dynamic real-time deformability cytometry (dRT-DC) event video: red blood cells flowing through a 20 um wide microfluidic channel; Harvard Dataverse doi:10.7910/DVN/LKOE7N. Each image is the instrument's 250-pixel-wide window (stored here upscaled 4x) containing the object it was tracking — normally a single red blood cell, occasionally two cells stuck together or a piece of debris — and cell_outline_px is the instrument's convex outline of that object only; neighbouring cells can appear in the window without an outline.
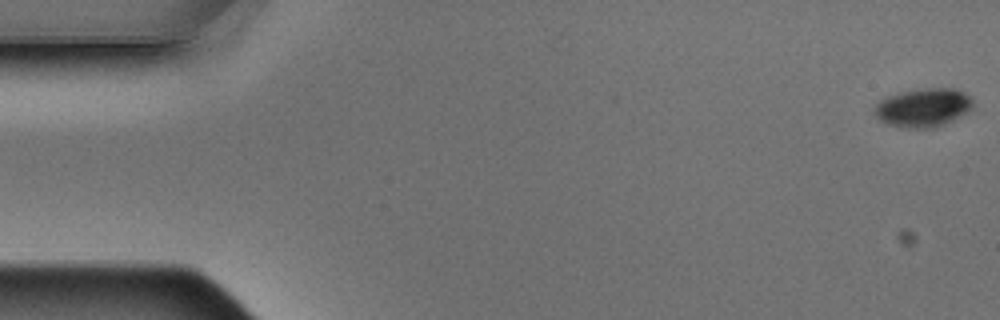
{"species": "Egyptian fruit bat (a non-hibernating species)", "species_latin": "Rousettus aegyptiacus", "temperature_condition": "warm", "stored_images_in_passage": 6, "camera_frame_rate_fps": 3000, "um_per_image_px": 0.085, "animal": {"sex": "male"}, "frame": {"image": 1, "passage_image": 1, "time_ms": 0.0, "image_size_px": [1000, 320], "cell_outline_px": [[972, 108], [968, 112], [936, 128], [900, 128], [888, 124], [880, 120], [872, 112], [872, 108], [880, 100], [888, 96], [904, 92], [928, 88], [956, 88], [972, 96]], "centroid_in_image_um": [78.47, 9.16], "position_along_channel_um": 6.5, "area_um2": 22.31}}
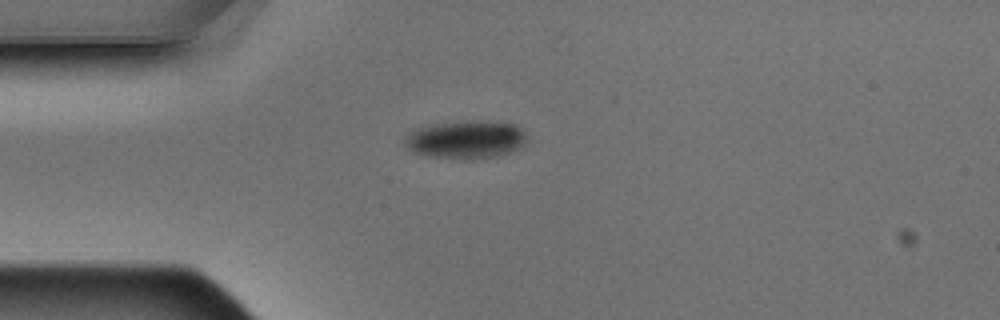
{"frame": {"image": 2, "passage_image": 5, "time_ms": 1.333, "image_size_px": [1000, 320], "cell_outline_px": [[528, 140], [520, 148], [496, 156], [432, 156], [416, 152], [408, 148], [404, 144], [404, 140], [412, 132], [420, 128], [432, 124], [480, 120], [516, 124], [524, 132]], "centroid_in_image_um": [39.67, 11.81], "position_along_channel_um": 45.3, "area_um2": 25.84}}
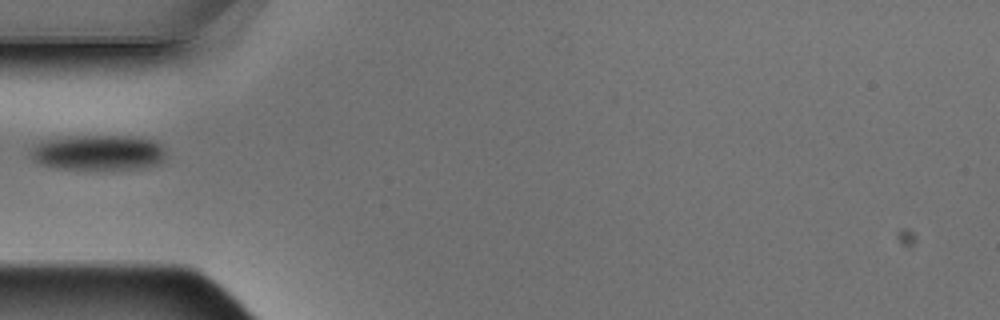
{"frame": {"image": 3, "passage_image": 6, "time_ms": 1.667, "image_size_px": [1000, 320], "cell_outline_px": [[164, 160], [160, 164], [144, 168], [56, 168], [40, 164], [28, 152], [40, 144], [48, 140], [76, 136], [128, 136], [152, 140], [160, 144], [164, 148]], "centroid_in_image_um": [8.42, 12.97], "position_along_channel_um": 76.6, "area_um2": 27.17}}